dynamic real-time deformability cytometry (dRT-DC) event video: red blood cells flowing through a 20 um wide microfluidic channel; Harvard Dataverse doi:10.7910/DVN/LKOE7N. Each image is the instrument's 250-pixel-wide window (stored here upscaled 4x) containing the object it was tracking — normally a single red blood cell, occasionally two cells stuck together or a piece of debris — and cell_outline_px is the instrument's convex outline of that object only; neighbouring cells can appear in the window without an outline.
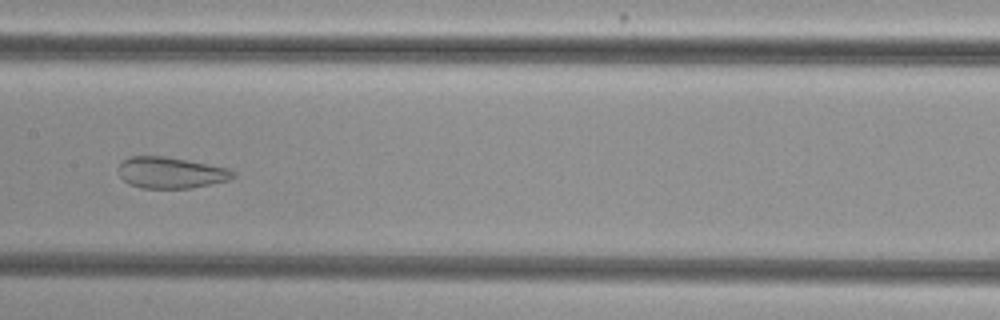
{"species": "common noctule bat (a hibernating species)", "species_latin": "Nyctalus noctula", "temperature_condition": "cold", "stored_images_in_passage": 51, "camera_frame_rate_fps": 3000, "um_per_image_px": 0.085, "animal": {"sex": "female", "body_mass_g": 29.2, "forearm_length_mm": 56.3}, "frame": {"image": 1, "passage_image": 25, "time_ms": 8.0, "image_size_px": [1000, 320], "cell_outline_px": [[236, 176], [228, 180], [192, 188], [140, 188], [128, 184], [120, 176], [116, 168], [128, 156], [164, 156], [228, 168], [236, 172]], "centroid_in_image_um": [14.49, 14.68], "position_along_channel_um": 192.9, "area_um2": 20.92}}
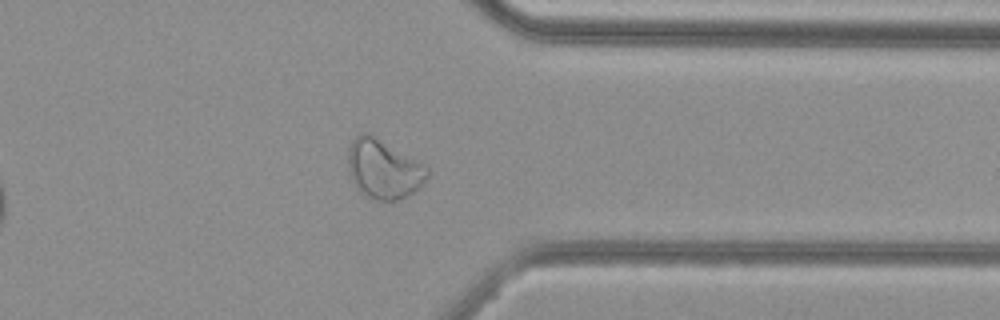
{"frame": {"image": 2, "passage_image": 40, "time_ms": 13.0, "image_size_px": [1000, 320], "cell_outline_px": [[428, 176], [408, 196], [396, 200], [372, 200], [360, 192], [356, 188], [352, 180], [348, 168], [348, 148], [352, 140], [360, 132], [368, 132], [424, 164], [428, 168]], "centroid_in_image_um": [32.56, 14.36], "position_along_channel_um": 378.8, "area_um2": 27.22}}
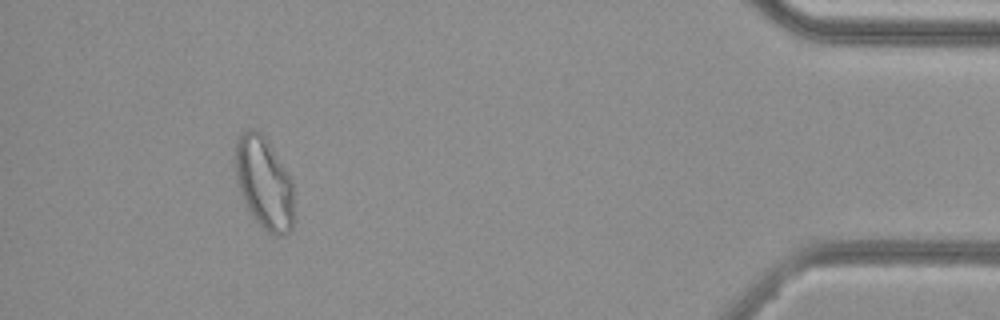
{"frame": {"image": 3, "passage_image": 47, "time_ms": 15.333, "image_size_px": [1000, 320], "cell_outline_px": [[292, 228], [288, 232], [280, 236], [276, 236], [268, 232], [252, 216], [240, 192], [236, 180], [232, 160], [236, 140], [248, 128], [256, 128], [264, 136], [292, 180]], "centroid_in_image_um": [22.39, 15.51], "position_along_channel_um": 412.8, "area_um2": 31.44}, "authors_computed_cell_mechanics": {"area_um2": 29.1312, "velocity_mm_per_s": 3.8182, "shape_relaxation_time_tau1_ms": null, "shape_relaxation_time_tau2_ms": 1.1313, "deformation_change_tau1": null, "deformation_change_tau2": 0.0815}}